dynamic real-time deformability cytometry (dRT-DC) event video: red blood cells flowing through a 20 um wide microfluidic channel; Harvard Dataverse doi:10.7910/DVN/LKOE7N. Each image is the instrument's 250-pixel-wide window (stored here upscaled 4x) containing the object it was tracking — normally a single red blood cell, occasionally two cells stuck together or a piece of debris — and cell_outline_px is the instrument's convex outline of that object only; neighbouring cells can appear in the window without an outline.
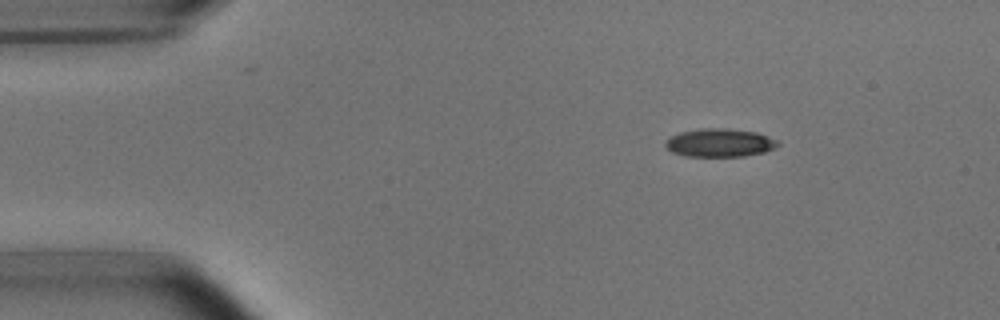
{"species": "common noctule bat (a hibernating species)", "species_latin": "Nyctalus noctula", "temperature_condition": "room temperature", "stored_images_in_passage": 3, "camera_frame_rate_fps": 3000, "um_per_image_px": 0.085, "animal": {"sex": "male", "body_mass_g": 15.6}, "frame": {"image": 1, "passage_image": 1, "time_ms": 0.0, "image_size_px": [1000, 320], "cell_outline_px": [[780, 144], [776, 148], [764, 152], [744, 156], [684, 156], [672, 152], [664, 144], [664, 140], [680, 132], [700, 128], [728, 128], [756, 132], [776, 140]], "centroid_in_image_um": [61.16, 12.13], "position_along_channel_um": 23.8, "area_um2": 18.55}}